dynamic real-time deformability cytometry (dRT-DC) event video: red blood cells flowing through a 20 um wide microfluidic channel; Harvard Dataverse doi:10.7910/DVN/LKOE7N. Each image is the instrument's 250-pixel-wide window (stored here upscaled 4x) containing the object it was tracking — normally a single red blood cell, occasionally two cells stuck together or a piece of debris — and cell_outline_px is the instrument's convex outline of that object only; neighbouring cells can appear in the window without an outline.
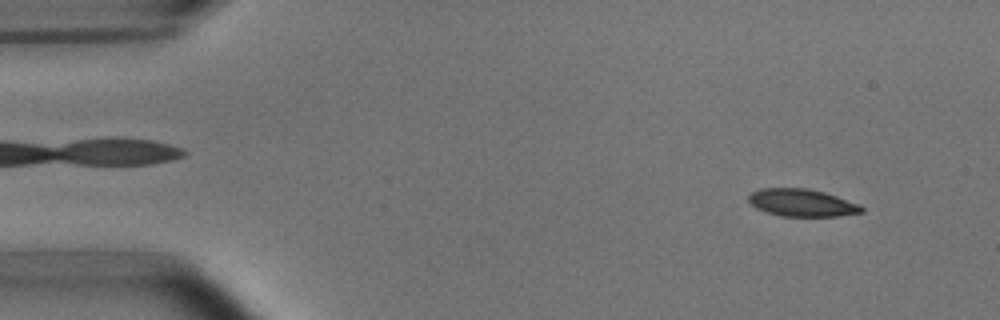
{"species": "common noctule bat (a hibernating species)", "species_latin": "Nyctalus noctula", "temperature_condition": "room temperature", "stored_images_in_passage": 51, "camera_frame_rate_fps": 3000, "um_per_image_px": 0.085, "animal": {"sex": "male", "body_mass_g": 15.6}, "frame": {"image": 1, "passage_image": 4, "time_ms": 1.0, "image_size_px": [1000, 320], "cell_outline_px": [[864, 212], [840, 216], [780, 216], [756, 208], [748, 200], [748, 196], [752, 192], [760, 188], [808, 188], [824, 192], [860, 204], [864, 208]], "centroid_in_image_um": [68.18, 17.23], "position_along_channel_um": 16.8, "area_um2": 18.09}}
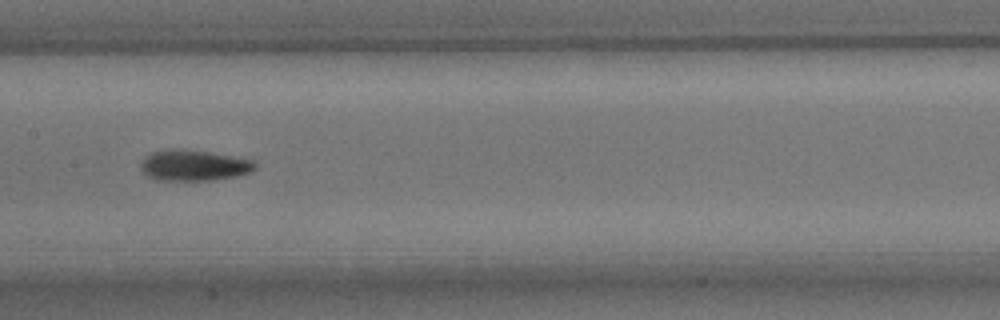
{"frame": {"image": 2, "passage_image": 25, "time_ms": 8.0, "image_size_px": [1000, 320], "cell_outline_px": [[256, 168], [252, 172], [236, 176], [212, 180], [156, 180], [148, 176], [140, 168], [140, 164], [144, 156], [152, 152], [208, 152], [256, 160]], "centroid_in_image_um": [16.54, 14.11], "position_along_channel_um": 190.9, "area_um2": 19.83}}
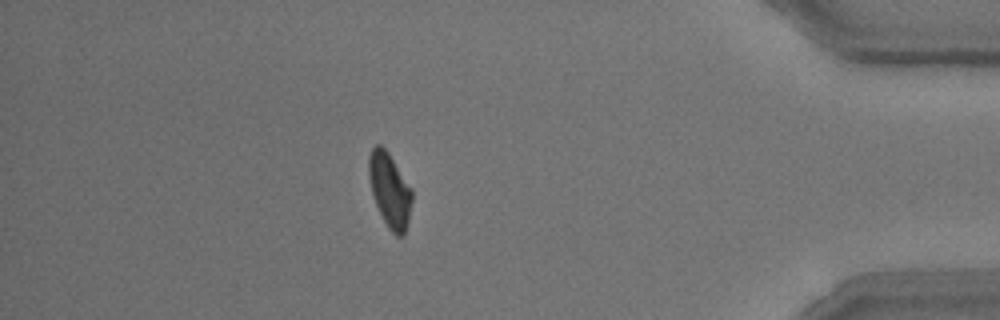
{"frame": {"image": 3, "passage_image": 45, "time_ms": 14.667, "image_size_px": [1000, 320], "cell_outline_px": [[412, 200], [408, 220], [404, 236], [396, 236], [388, 228], [376, 204], [372, 192], [368, 176], [368, 156], [372, 148], [376, 144], [380, 144], [388, 152], [412, 188]], "centroid_in_image_um": [33.12, 16.14], "position_along_channel_um": 402.1, "area_um2": 18.67}, "authors_computed_cell_mechanics": {"area_um2": 18.8428, "velocity_mm_per_s": 3.8059, "shape_relaxation_time_tau1_ms": 4.0487, "shape_relaxation_time_tau2_ms": 4.6712, "deformation_change_tau1": 0.1264, "deformation_change_tau2": 0.1073}}